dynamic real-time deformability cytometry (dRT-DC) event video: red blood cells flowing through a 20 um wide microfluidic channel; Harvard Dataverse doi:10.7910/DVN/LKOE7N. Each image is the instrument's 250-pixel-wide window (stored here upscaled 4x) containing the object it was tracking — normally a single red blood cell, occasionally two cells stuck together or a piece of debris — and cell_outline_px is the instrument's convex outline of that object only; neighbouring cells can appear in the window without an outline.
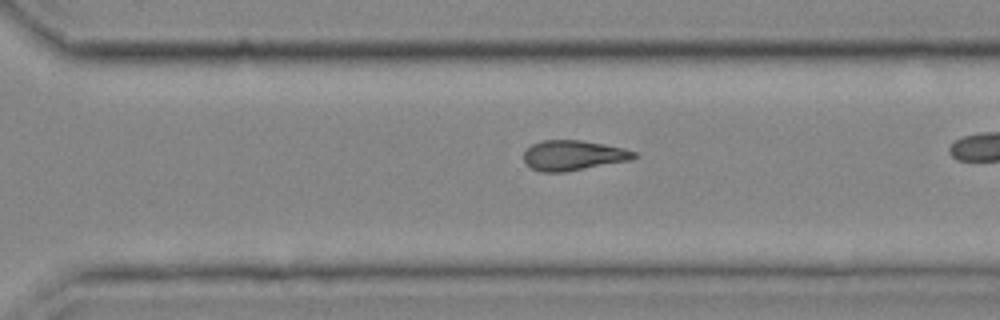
{"species": "common noctule bat (a hibernating species)", "species_latin": "Nyctalus noctula", "temperature_condition": "cold", "stored_images_in_passage": 32, "camera_frame_rate_fps": 3000, "um_per_image_px": 0.085, "animal": {"sex": "female", "body_mass_g": 25.1}, "frame": {"image": 1, "passage_image": 28, "time_ms": 9.0, "image_size_px": [1000, 320], "cell_outline_px": [[640, 156], [632, 160], [564, 172], [540, 172], [532, 168], [524, 160], [524, 152], [532, 144], [540, 140], [580, 140], [604, 144], [624, 148], [636, 152]], "centroid_in_image_um": [48.76, 13.2], "position_along_channel_um": 321.8, "area_um2": 19.42}}